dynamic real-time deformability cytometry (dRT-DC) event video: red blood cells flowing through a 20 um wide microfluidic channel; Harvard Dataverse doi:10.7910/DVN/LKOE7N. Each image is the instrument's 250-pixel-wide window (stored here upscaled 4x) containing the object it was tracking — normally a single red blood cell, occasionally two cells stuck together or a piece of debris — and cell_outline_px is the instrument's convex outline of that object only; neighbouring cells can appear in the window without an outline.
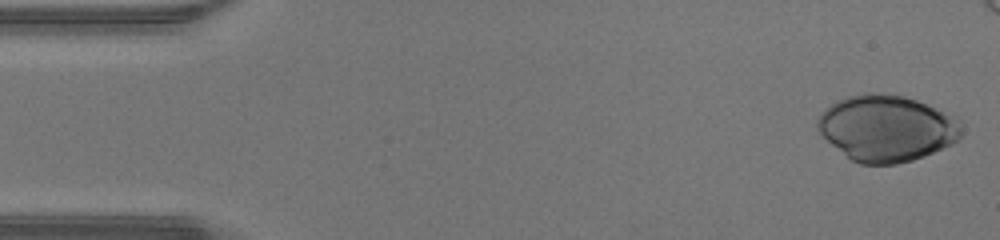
{"species": "human", "species_latin": "Homo sapiens", "temperature_condition": "warm", "stored_images_in_passage": 42, "camera_frame_rate_fps": 3000, "um_per_image_px": 0.085, "donor": {"sex": "male"}, "frame": {"image": 1, "passage_image": 1, "time_ms": 0.0, "image_size_px": [1000, 240], "cell_outline_px": [[960, 136], [952, 144], [924, 156], [912, 160], [896, 164], [860, 164], [852, 160], [832, 144], [816, 128], [816, 120], [820, 112], [836, 100], [848, 96], [864, 92], [876, 92], [904, 96], [916, 100], [936, 108], [960, 120]], "centroid_in_image_um": [75.33, 10.88], "position_along_channel_um": 9.7, "area_um2": 55.31}}
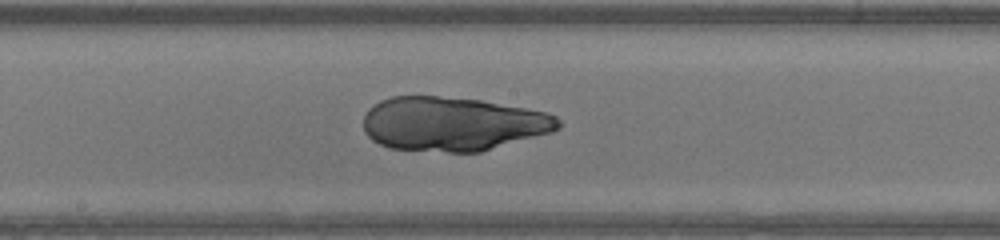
{"frame": {"image": 2, "passage_image": 24, "time_ms": 7.667, "image_size_px": [1000, 240], "cell_outline_px": [[560, 128], [552, 132], [480, 152], [448, 152], [388, 148], [372, 140], [364, 132], [364, 116], [368, 108], [380, 100], [392, 96], [440, 96], [480, 100], [524, 108], [544, 112], [556, 116], [560, 120]], "centroid_in_image_um": [38.45, 10.53], "position_along_channel_um": 209.7, "area_um2": 61.44}}
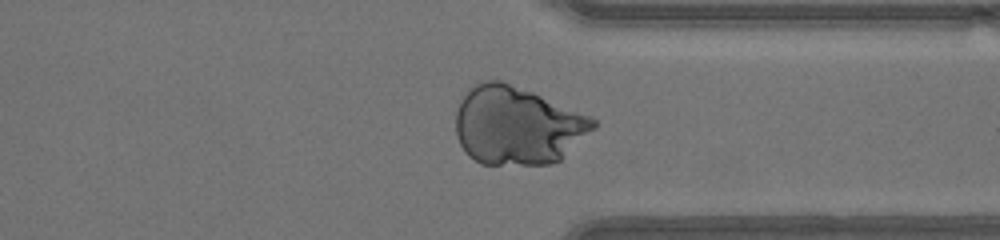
{"frame": {"image": 3, "passage_image": 35, "time_ms": 11.333, "image_size_px": [1000, 240], "cell_outline_px": [[596, 128], [560, 160], [552, 164], [480, 164], [468, 156], [460, 144], [456, 136], [456, 112], [460, 100], [476, 80], [500, 80], [532, 92], [592, 116], [596, 120]], "centroid_in_image_um": [43.96, 10.67], "position_along_channel_um": 367.4, "area_um2": 63.0}}